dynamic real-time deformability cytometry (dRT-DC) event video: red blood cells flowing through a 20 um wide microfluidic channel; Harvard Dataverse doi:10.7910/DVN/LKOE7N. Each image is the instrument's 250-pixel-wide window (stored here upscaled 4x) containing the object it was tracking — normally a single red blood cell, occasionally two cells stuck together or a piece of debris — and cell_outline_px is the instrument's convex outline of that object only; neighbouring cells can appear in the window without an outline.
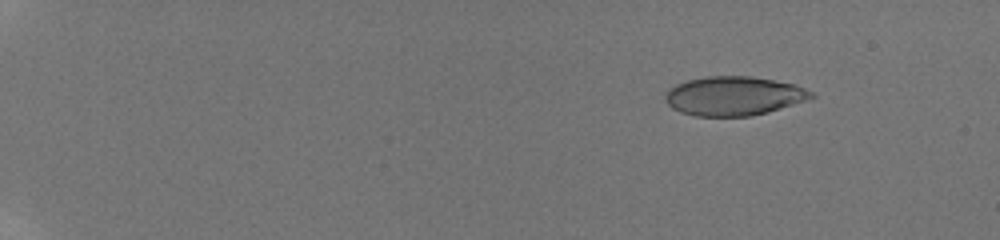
{"species": "human", "species_latin": "Homo sapiens", "temperature_condition": "room temperature", "stored_images_in_passage": 19, "camera_frame_rate_fps": 3000, "um_per_image_px": 0.085, "donor": {"sex": "male"}, "frame": {"image": 1, "passage_image": 5, "time_ms": 1.333, "image_size_px": [1000, 240], "cell_outline_px": [[816, 96], [768, 112], [752, 116], [696, 116], [680, 112], [672, 108], [664, 100], [664, 96], [668, 88], [676, 84], [688, 80], [704, 76], [752, 76], [796, 84], [812, 92]], "centroid_in_image_um": [62.33, 8.15], "position_along_channel_um": 22.7, "area_um2": 33.29}}
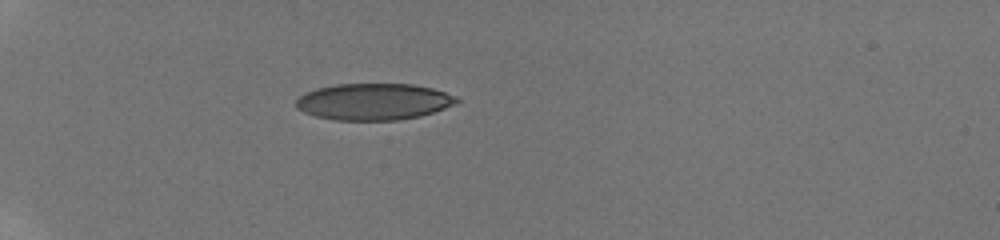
{"frame": {"image": 2, "passage_image": 14, "time_ms": 4.333, "image_size_px": [1000, 240], "cell_outline_px": [[460, 100], [456, 104], [420, 116], [396, 120], [336, 120], [316, 116], [304, 112], [296, 108], [296, 100], [304, 92], [316, 88], [336, 84], [412, 84], [432, 88], [456, 96]], "centroid_in_image_um": [31.74, 8.64], "position_along_channel_um": 53.3, "area_um2": 34.22}}
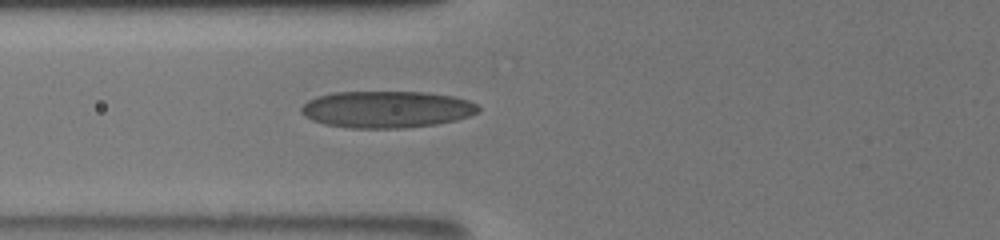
{"frame": {"image": 3, "passage_image": 19, "time_ms": 6.0, "image_size_px": [1000, 240], "cell_outline_px": [[480, 112], [456, 120], [436, 124], [404, 128], [352, 128], [324, 124], [312, 120], [304, 116], [300, 112], [300, 108], [308, 100], [316, 96], [332, 92], [428, 92], [456, 96], [468, 100], [476, 104], [480, 108]], "centroid_in_image_um": [32.87, 9.29], "position_along_channel_um": 92.9, "area_um2": 38.32}}